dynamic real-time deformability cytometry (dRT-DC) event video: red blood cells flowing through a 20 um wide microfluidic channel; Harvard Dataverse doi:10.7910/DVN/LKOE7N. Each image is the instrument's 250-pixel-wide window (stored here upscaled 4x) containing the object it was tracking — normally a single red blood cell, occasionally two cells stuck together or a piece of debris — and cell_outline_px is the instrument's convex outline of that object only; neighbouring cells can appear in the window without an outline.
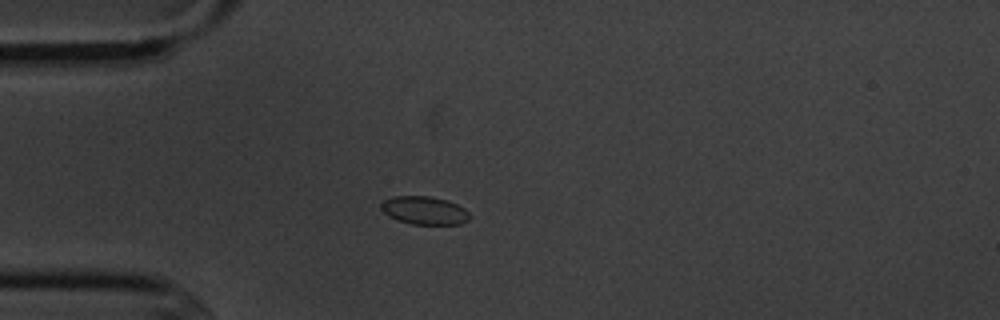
{"species": "common noctule bat (a hibernating species)", "species_latin": "Nyctalus noctula", "temperature_condition": "cold", "stored_images_in_passage": 4, "camera_frame_rate_fps": 3000, "um_per_image_px": 0.085, "animal": {"sex": "male", "body_mass_g": 20.1, "forearm_length_mm": 53.5}, "frame": {"image": 1, "passage_image": 4, "time_ms": 3.667, "image_size_px": [1000, 320], "cell_outline_px": [[472, 216], [468, 220], [460, 224], [412, 224], [396, 220], [388, 216], [380, 208], [380, 204], [384, 200], [392, 196], [428, 196], [448, 200], [464, 208]], "centroid_in_image_um": [36.06, 17.88], "position_along_channel_um": 48.9, "area_um2": 14.62}}